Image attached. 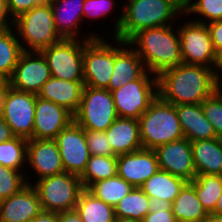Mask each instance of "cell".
I'll list each match as a JSON object with an SVG mask.
<instances>
[{"mask_svg":"<svg viewBox=\"0 0 222 222\" xmlns=\"http://www.w3.org/2000/svg\"><path fill=\"white\" fill-rule=\"evenodd\" d=\"M158 96L173 105L201 104L217 89L215 70L181 63L157 76Z\"/></svg>","mask_w":222,"mask_h":222,"instance_id":"1","label":"cell"},{"mask_svg":"<svg viewBox=\"0 0 222 222\" xmlns=\"http://www.w3.org/2000/svg\"><path fill=\"white\" fill-rule=\"evenodd\" d=\"M122 8V14L114 20L113 37L124 42L140 30L172 25L184 15L172 0H128Z\"/></svg>","mask_w":222,"mask_h":222,"instance_id":"2","label":"cell"},{"mask_svg":"<svg viewBox=\"0 0 222 222\" xmlns=\"http://www.w3.org/2000/svg\"><path fill=\"white\" fill-rule=\"evenodd\" d=\"M173 25L140 30L128 41L142 59L145 69L155 76L183 63L180 36Z\"/></svg>","mask_w":222,"mask_h":222,"instance_id":"3","label":"cell"},{"mask_svg":"<svg viewBox=\"0 0 222 222\" xmlns=\"http://www.w3.org/2000/svg\"><path fill=\"white\" fill-rule=\"evenodd\" d=\"M138 121L144 149L155 150L160 145L184 138L175 105L164 101L159 96Z\"/></svg>","mask_w":222,"mask_h":222,"instance_id":"4","label":"cell"},{"mask_svg":"<svg viewBox=\"0 0 222 222\" xmlns=\"http://www.w3.org/2000/svg\"><path fill=\"white\" fill-rule=\"evenodd\" d=\"M14 29L24 51H41L63 39L55 28L49 1L14 19Z\"/></svg>","mask_w":222,"mask_h":222,"instance_id":"5","label":"cell"},{"mask_svg":"<svg viewBox=\"0 0 222 222\" xmlns=\"http://www.w3.org/2000/svg\"><path fill=\"white\" fill-rule=\"evenodd\" d=\"M37 191L42 210L63 212L76 207L83 191L80 176L72 173H61L29 182Z\"/></svg>","mask_w":222,"mask_h":222,"instance_id":"6","label":"cell"},{"mask_svg":"<svg viewBox=\"0 0 222 222\" xmlns=\"http://www.w3.org/2000/svg\"><path fill=\"white\" fill-rule=\"evenodd\" d=\"M111 93L118 117L138 120L158 96L157 76L146 71Z\"/></svg>","mask_w":222,"mask_h":222,"instance_id":"7","label":"cell"},{"mask_svg":"<svg viewBox=\"0 0 222 222\" xmlns=\"http://www.w3.org/2000/svg\"><path fill=\"white\" fill-rule=\"evenodd\" d=\"M118 117L111 91L84 86L74 121L84 130L106 131Z\"/></svg>","mask_w":222,"mask_h":222,"instance_id":"8","label":"cell"},{"mask_svg":"<svg viewBox=\"0 0 222 222\" xmlns=\"http://www.w3.org/2000/svg\"><path fill=\"white\" fill-rule=\"evenodd\" d=\"M89 41L63 38L42 49L41 52L47 60L51 77L69 81H84L83 47Z\"/></svg>","mask_w":222,"mask_h":222,"instance_id":"9","label":"cell"},{"mask_svg":"<svg viewBox=\"0 0 222 222\" xmlns=\"http://www.w3.org/2000/svg\"><path fill=\"white\" fill-rule=\"evenodd\" d=\"M178 27L180 49L184 64L204 65L216 71L218 55L206 24L190 20Z\"/></svg>","mask_w":222,"mask_h":222,"instance_id":"10","label":"cell"},{"mask_svg":"<svg viewBox=\"0 0 222 222\" xmlns=\"http://www.w3.org/2000/svg\"><path fill=\"white\" fill-rule=\"evenodd\" d=\"M36 94L18 91L11 86L0 101V114L17 137L32 138Z\"/></svg>","mask_w":222,"mask_h":222,"instance_id":"11","label":"cell"},{"mask_svg":"<svg viewBox=\"0 0 222 222\" xmlns=\"http://www.w3.org/2000/svg\"><path fill=\"white\" fill-rule=\"evenodd\" d=\"M104 37L90 40L83 47L84 86L108 89L114 65V44Z\"/></svg>","mask_w":222,"mask_h":222,"instance_id":"12","label":"cell"},{"mask_svg":"<svg viewBox=\"0 0 222 222\" xmlns=\"http://www.w3.org/2000/svg\"><path fill=\"white\" fill-rule=\"evenodd\" d=\"M54 140L59 148L64 171L81 176L91 156L85 130L72 121Z\"/></svg>","mask_w":222,"mask_h":222,"instance_id":"13","label":"cell"},{"mask_svg":"<svg viewBox=\"0 0 222 222\" xmlns=\"http://www.w3.org/2000/svg\"><path fill=\"white\" fill-rule=\"evenodd\" d=\"M50 78V69L42 52L23 51L9 79V86L18 91L37 95Z\"/></svg>","mask_w":222,"mask_h":222,"instance_id":"14","label":"cell"},{"mask_svg":"<svg viewBox=\"0 0 222 222\" xmlns=\"http://www.w3.org/2000/svg\"><path fill=\"white\" fill-rule=\"evenodd\" d=\"M159 169L191 182L196 177L193 162L192 145L186 139L169 142L158 146L155 150Z\"/></svg>","mask_w":222,"mask_h":222,"instance_id":"15","label":"cell"},{"mask_svg":"<svg viewBox=\"0 0 222 222\" xmlns=\"http://www.w3.org/2000/svg\"><path fill=\"white\" fill-rule=\"evenodd\" d=\"M72 121H74V115L65 107L36 95L31 139H55Z\"/></svg>","mask_w":222,"mask_h":222,"instance_id":"16","label":"cell"},{"mask_svg":"<svg viewBox=\"0 0 222 222\" xmlns=\"http://www.w3.org/2000/svg\"><path fill=\"white\" fill-rule=\"evenodd\" d=\"M158 169L156 152L151 149L142 148L117 156V175L133 187L140 188Z\"/></svg>","mask_w":222,"mask_h":222,"instance_id":"17","label":"cell"},{"mask_svg":"<svg viewBox=\"0 0 222 222\" xmlns=\"http://www.w3.org/2000/svg\"><path fill=\"white\" fill-rule=\"evenodd\" d=\"M26 166H31L39 180L64 173L59 148L54 139H29L27 143Z\"/></svg>","mask_w":222,"mask_h":222,"instance_id":"18","label":"cell"},{"mask_svg":"<svg viewBox=\"0 0 222 222\" xmlns=\"http://www.w3.org/2000/svg\"><path fill=\"white\" fill-rule=\"evenodd\" d=\"M85 0H50L54 24L59 35L64 39L93 40L101 38L97 33H86L80 36L83 24V4ZM80 34V35H79ZM89 34V35H87ZM79 36V37H78ZM81 37V38H80Z\"/></svg>","mask_w":222,"mask_h":222,"instance_id":"19","label":"cell"},{"mask_svg":"<svg viewBox=\"0 0 222 222\" xmlns=\"http://www.w3.org/2000/svg\"><path fill=\"white\" fill-rule=\"evenodd\" d=\"M114 65L109 81V91H114L133 80H138L147 70L136 51L122 40L114 38ZM120 45V46H119Z\"/></svg>","mask_w":222,"mask_h":222,"instance_id":"20","label":"cell"},{"mask_svg":"<svg viewBox=\"0 0 222 222\" xmlns=\"http://www.w3.org/2000/svg\"><path fill=\"white\" fill-rule=\"evenodd\" d=\"M41 211L36 189L27 184L18 193L0 201V222H31Z\"/></svg>","mask_w":222,"mask_h":222,"instance_id":"21","label":"cell"},{"mask_svg":"<svg viewBox=\"0 0 222 222\" xmlns=\"http://www.w3.org/2000/svg\"><path fill=\"white\" fill-rule=\"evenodd\" d=\"M83 88L84 81H69L51 77L43 84L37 96L65 107L74 115L80 106Z\"/></svg>","mask_w":222,"mask_h":222,"instance_id":"22","label":"cell"},{"mask_svg":"<svg viewBox=\"0 0 222 222\" xmlns=\"http://www.w3.org/2000/svg\"><path fill=\"white\" fill-rule=\"evenodd\" d=\"M184 138L190 142L217 138L214 127L205 117L201 104L175 105Z\"/></svg>","mask_w":222,"mask_h":222,"instance_id":"23","label":"cell"},{"mask_svg":"<svg viewBox=\"0 0 222 222\" xmlns=\"http://www.w3.org/2000/svg\"><path fill=\"white\" fill-rule=\"evenodd\" d=\"M105 133L116 156L142 149L137 119L117 117Z\"/></svg>","mask_w":222,"mask_h":222,"instance_id":"24","label":"cell"},{"mask_svg":"<svg viewBox=\"0 0 222 222\" xmlns=\"http://www.w3.org/2000/svg\"><path fill=\"white\" fill-rule=\"evenodd\" d=\"M196 175H222V139L191 142Z\"/></svg>","mask_w":222,"mask_h":222,"instance_id":"25","label":"cell"},{"mask_svg":"<svg viewBox=\"0 0 222 222\" xmlns=\"http://www.w3.org/2000/svg\"><path fill=\"white\" fill-rule=\"evenodd\" d=\"M177 222H205L208 213L199 201L194 186L187 182L171 204Z\"/></svg>","mask_w":222,"mask_h":222,"instance_id":"26","label":"cell"},{"mask_svg":"<svg viewBox=\"0 0 222 222\" xmlns=\"http://www.w3.org/2000/svg\"><path fill=\"white\" fill-rule=\"evenodd\" d=\"M186 183L185 179L158 169L140 188L150 199L161 198L172 204Z\"/></svg>","mask_w":222,"mask_h":222,"instance_id":"27","label":"cell"},{"mask_svg":"<svg viewBox=\"0 0 222 222\" xmlns=\"http://www.w3.org/2000/svg\"><path fill=\"white\" fill-rule=\"evenodd\" d=\"M75 210L82 222H115L114 207L106 204L87 189L81 192Z\"/></svg>","mask_w":222,"mask_h":222,"instance_id":"28","label":"cell"},{"mask_svg":"<svg viewBox=\"0 0 222 222\" xmlns=\"http://www.w3.org/2000/svg\"><path fill=\"white\" fill-rule=\"evenodd\" d=\"M132 188L130 183L116 175L112 178L96 181L87 190L106 204L115 207Z\"/></svg>","mask_w":222,"mask_h":222,"instance_id":"29","label":"cell"},{"mask_svg":"<svg viewBox=\"0 0 222 222\" xmlns=\"http://www.w3.org/2000/svg\"><path fill=\"white\" fill-rule=\"evenodd\" d=\"M150 198L141 188L133 187L114 207L115 218L136 219L142 221L149 212Z\"/></svg>","mask_w":222,"mask_h":222,"instance_id":"30","label":"cell"},{"mask_svg":"<svg viewBox=\"0 0 222 222\" xmlns=\"http://www.w3.org/2000/svg\"><path fill=\"white\" fill-rule=\"evenodd\" d=\"M15 29L0 32V73L10 79L23 53Z\"/></svg>","mask_w":222,"mask_h":222,"instance_id":"31","label":"cell"},{"mask_svg":"<svg viewBox=\"0 0 222 222\" xmlns=\"http://www.w3.org/2000/svg\"><path fill=\"white\" fill-rule=\"evenodd\" d=\"M206 212L212 213L222 193V175H196L190 182Z\"/></svg>","mask_w":222,"mask_h":222,"instance_id":"32","label":"cell"},{"mask_svg":"<svg viewBox=\"0 0 222 222\" xmlns=\"http://www.w3.org/2000/svg\"><path fill=\"white\" fill-rule=\"evenodd\" d=\"M117 175V156L91 155L85 171L80 176L83 188L87 189L96 181Z\"/></svg>","mask_w":222,"mask_h":222,"instance_id":"33","label":"cell"},{"mask_svg":"<svg viewBox=\"0 0 222 222\" xmlns=\"http://www.w3.org/2000/svg\"><path fill=\"white\" fill-rule=\"evenodd\" d=\"M27 143V139L17 136L0 143V165L25 172L22 168H27Z\"/></svg>","mask_w":222,"mask_h":222,"instance_id":"34","label":"cell"},{"mask_svg":"<svg viewBox=\"0 0 222 222\" xmlns=\"http://www.w3.org/2000/svg\"><path fill=\"white\" fill-rule=\"evenodd\" d=\"M191 14L198 16L191 20L203 24L222 20V0H193L184 11L185 17ZM199 16H201L200 19Z\"/></svg>","mask_w":222,"mask_h":222,"instance_id":"35","label":"cell"},{"mask_svg":"<svg viewBox=\"0 0 222 222\" xmlns=\"http://www.w3.org/2000/svg\"><path fill=\"white\" fill-rule=\"evenodd\" d=\"M26 175V172L0 165V201L18 193L25 185L29 184L30 180Z\"/></svg>","mask_w":222,"mask_h":222,"instance_id":"36","label":"cell"},{"mask_svg":"<svg viewBox=\"0 0 222 222\" xmlns=\"http://www.w3.org/2000/svg\"><path fill=\"white\" fill-rule=\"evenodd\" d=\"M201 105L205 117L214 127L217 138L222 139V93L217 89Z\"/></svg>","mask_w":222,"mask_h":222,"instance_id":"37","label":"cell"},{"mask_svg":"<svg viewBox=\"0 0 222 222\" xmlns=\"http://www.w3.org/2000/svg\"><path fill=\"white\" fill-rule=\"evenodd\" d=\"M142 222H177L171 210V203L161 198L150 199L149 212Z\"/></svg>","mask_w":222,"mask_h":222,"instance_id":"38","label":"cell"},{"mask_svg":"<svg viewBox=\"0 0 222 222\" xmlns=\"http://www.w3.org/2000/svg\"><path fill=\"white\" fill-rule=\"evenodd\" d=\"M85 136L91 155L116 156L105 131L85 130Z\"/></svg>","mask_w":222,"mask_h":222,"instance_id":"39","label":"cell"},{"mask_svg":"<svg viewBox=\"0 0 222 222\" xmlns=\"http://www.w3.org/2000/svg\"><path fill=\"white\" fill-rule=\"evenodd\" d=\"M114 0H85L83 4V21L88 18L98 19L111 13L117 6ZM85 18V19H84Z\"/></svg>","mask_w":222,"mask_h":222,"instance_id":"40","label":"cell"},{"mask_svg":"<svg viewBox=\"0 0 222 222\" xmlns=\"http://www.w3.org/2000/svg\"><path fill=\"white\" fill-rule=\"evenodd\" d=\"M44 2L46 0H7L8 9L13 19Z\"/></svg>","mask_w":222,"mask_h":222,"instance_id":"41","label":"cell"},{"mask_svg":"<svg viewBox=\"0 0 222 222\" xmlns=\"http://www.w3.org/2000/svg\"><path fill=\"white\" fill-rule=\"evenodd\" d=\"M206 25L216 54L219 57L222 54V20L213 21Z\"/></svg>","mask_w":222,"mask_h":222,"instance_id":"42","label":"cell"},{"mask_svg":"<svg viewBox=\"0 0 222 222\" xmlns=\"http://www.w3.org/2000/svg\"><path fill=\"white\" fill-rule=\"evenodd\" d=\"M11 17L7 0H0V32L14 28V19Z\"/></svg>","mask_w":222,"mask_h":222,"instance_id":"43","label":"cell"},{"mask_svg":"<svg viewBox=\"0 0 222 222\" xmlns=\"http://www.w3.org/2000/svg\"><path fill=\"white\" fill-rule=\"evenodd\" d=\"M58 222H82L79 213L73 209L58 213Z\"/></svg>","mask_w":222,"mask_h":222,"instance_id":"44","label":"cell"},{"mask_svg":"<svg viewBox=\"0 0 222 222\" xmlns=\"http://www.w3.org/2000/svg\"><path fill=\"white\" fill-rule=\"evenodd\" d=\"M14 137L15 135L12 132V129L8 126L0 114V143H4Z\"/></svg>","mask_w":222,"mask_h":222,"instance_id":"45","label":"cell"},{"mask_svg":"<svg viewBox=\"0 0 222 222\" xmlns=\"http://www.w3.org/2000/svg\"><path fill=\"white\" fill-rule=\"evenodd\" d=\"M31 222H58V213L42 210Z\"/></svg>","mask_w":222,"mask_h":222,"instance_id":"46","label":"cell"},{"mask_svg":"<svg viewBox=\"0 0 222 222\" xmlns=\"http://www.w3.org/2000/svg\"><path fill=\"white\" fill-rule=\"evenodd\" d=\"M9 86V79L0 73V101L4 96L6 88Z\"/></svg>","mask_w":222,"mask_h":222,"instance_id":"47","label":"cell"},{"mask_svg":"<svg viewBox=\"0 0 222 222\" xmlns=\"http://www.w3.org/2000/svg\"><path fill=\"white\" fill-rule=\"evenodd\" d=\"M215 73L217 84L222 83V54L218 57V64Z\"/></svg>","mask_w":222,"mask_h":222,"instance_id":"48","label":"cell"},{"mask_svg":"<svg viewBox=\"0 0 222 222\" xmlns=\"http://www.w3.org/2000/svg\"><path fill=\"white\" fill-rule=\"evenodd\" d=\"M205 222H222V215L209 213Z\"/></svg>","mask_w":222,"mask_h":222,"instance_id":"49","label":"cell"},{"mask_svg":"<svg viewBox=\"0 0 222 222\" xmlns=\"http://www.w3.org/2000/svg\"><path fill=\"white\" fill-rule=\"evenodd\" d=\"M212 213L218 214V215H222V193L218 198L217 204L215 206V209Z\"/></svg>","mask_w":222,"mask_h":222,"instance_id":"50","label":"cell"},{"mask_svg":"<svg viewBox=\"0 0 222 222\" xmlns=\"http://www.w3.org/2000/svg\"><path fill=\"white\" fill-rule=\"evenodd\" d=\"M115 222H142V221L136 219L118 218L115 219Z\"/></svg>","mask_w":222,"mask_h":222,"instance_id":"51","label":"cell"},{"mask_svg":"<svg viewBox=\"0 0 222 222\" xmlns=\"http://www.w3.org/2000/svg\"><path fill=\"white\" fill-rule=\"evenodd\" d=\"M192 2V0H183V11L186 10L187 6Z\"/></svg>","mask_w":222,"mask_h":222,"instance_id":"52","label":"cell"},{"mask_svg":"<svg viewBox=\"0 0 222 222\" xmlns=\"http://www.w3.org/2000/svg\"><path fill=\"white\" fill-rule=\"evenodd\" d=\"M183 10V0H172Z\"/></svg>","mask_w":222,"mask_h":222,"instance_id":"53","label":"cell"},{"mask_svg":"<svg viewBox=\"0 0 222 222\" xmlns=\"http://www.w3.org/2000/svg\"><path fill=\"white\" fill-rule=\"evenodd\" d=\"M218 89H222V83H218Z\"/></svg>","mask_w":222,"mask_h":222,"instance_id":"54","label":"cell"}]
</instances>
